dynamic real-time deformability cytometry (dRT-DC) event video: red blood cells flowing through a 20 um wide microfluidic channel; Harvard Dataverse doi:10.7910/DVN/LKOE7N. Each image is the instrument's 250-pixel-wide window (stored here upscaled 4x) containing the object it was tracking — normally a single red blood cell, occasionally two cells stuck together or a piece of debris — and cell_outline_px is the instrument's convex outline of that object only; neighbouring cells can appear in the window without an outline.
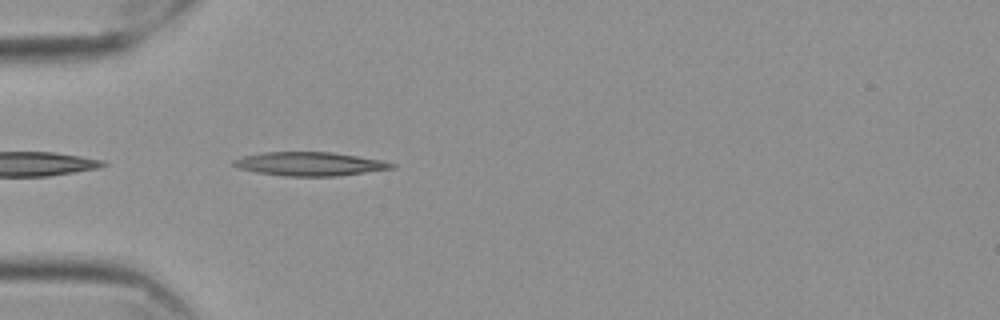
{"species": "Egyptian fruit bat (a non-hibernating species)", "species_latin": "Rousettus aegyptiacus", "temperature_condition": "cold", "stored_images_in_passage": 41, "camera_frame_rate_fps": 3000, "um_per_image_px": 0.085, "frame": {"image": 1, "passage_image": 2, "time_ms": 0.333, "image_size_px": [1000, 320], "cell_outline_px": [[396, 168], [336, 176], [284, 176], [256, 172], [240, 168], [232, 164], [232, 160], [244, 156], [264, 152], [332, 152], [384, 160], [396, 164]], "centroid_in_image_um": [26.37, 13.93], "position_along_channel_um": 58.6, "area_um2": 21.85}}
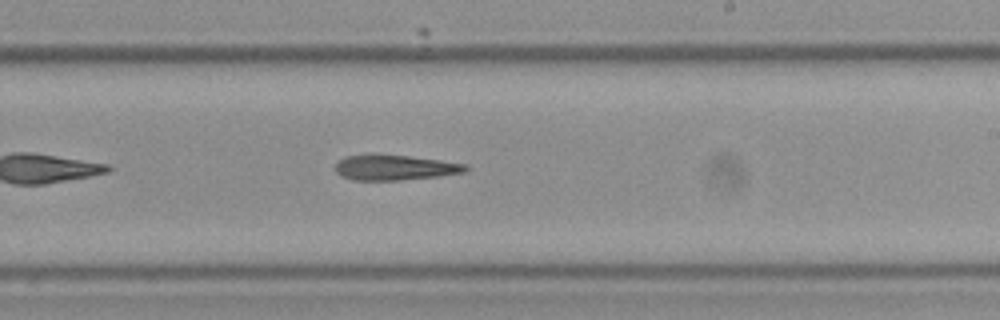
{"frame": {"image": 2, "passage_image": 19, "time_ms": 6.0, "image_size_px": [1000, 320], "cell_outline_px": [[468, 168], [464, 172], [440, 176], [400, 180], [352, 180], [340, 176], [336, 172], [336, 160], [348, 156], [408, 156], [440, 160], [468, 164]], "centroid_in_image_um": [33.57, 14.27], "position_along_channel_um": 255.4, "area_um2": 18.79}}
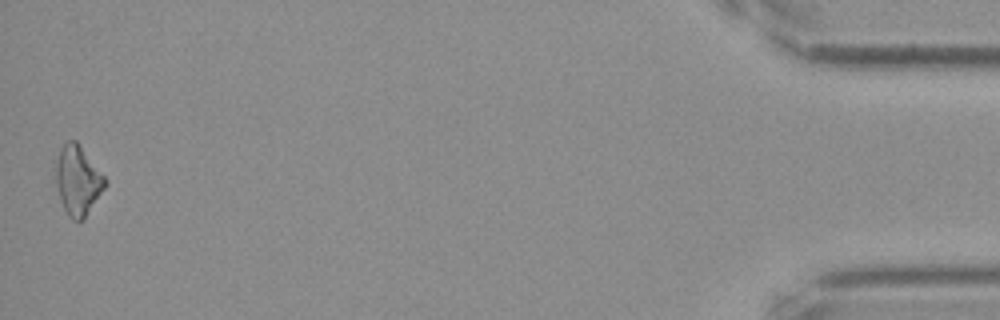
{"frame": {"image": 3, "passage_image": 41, "time_ms": 13.333, "image_size_px": [1000, 320], "cell_outline_px": [[108, 184], [84, 220], [72, 220], [68, 216], [60, 200], [56, 184], [56, 164], [60, 148], [68, 140], [76, 140], [108, 180]], "centroid_in_image_um": [6.64, 15.36], "position_along_channel_um": 428.6, "area_um2": 20.06}}